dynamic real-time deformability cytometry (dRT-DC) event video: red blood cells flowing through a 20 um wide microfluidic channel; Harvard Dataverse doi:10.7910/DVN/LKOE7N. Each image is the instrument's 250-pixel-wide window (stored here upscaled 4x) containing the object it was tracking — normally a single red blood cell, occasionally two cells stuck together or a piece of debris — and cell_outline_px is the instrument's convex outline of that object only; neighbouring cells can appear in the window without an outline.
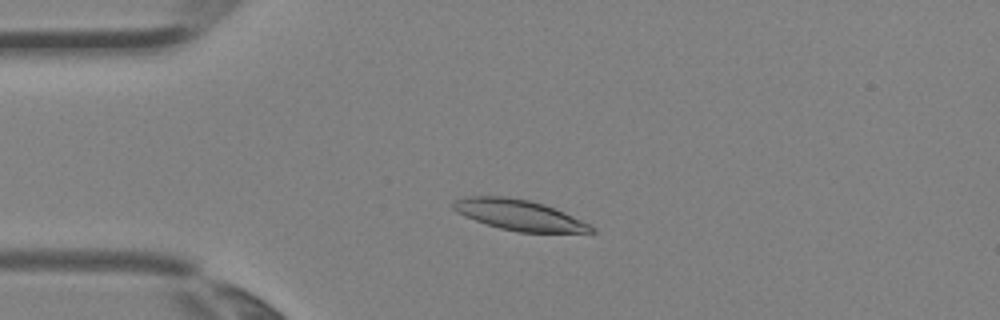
{"species": "Egyptian fruit bat (a non-hibernating species)", "species_latin": "Rousettus aegyptiacus", "temperature_condition": "room temperature", "stored_images_in_passage": 3, "camera_frame_rate_fps": 3000, "um_per_image_px": 0.085, "animal": {"sex": "female"}, "frame": {"image": 1, "passage_image": 2, "time_ms": 0.333, "image_size_px": [1000, 320], "cell_outline_px": [[596, 232], [516, 232], [500, 228], [464, 216], [456, 212], [452, 208], [452, 204], [456, 200], [468, 196], [504, 196], [528, 200], [544, 204], [564, 212], [596, 228]], "centroid_in_image_um": [44.1, 18.27], "position_along_channel_um": 40.9, "area_um2": 24.28}}